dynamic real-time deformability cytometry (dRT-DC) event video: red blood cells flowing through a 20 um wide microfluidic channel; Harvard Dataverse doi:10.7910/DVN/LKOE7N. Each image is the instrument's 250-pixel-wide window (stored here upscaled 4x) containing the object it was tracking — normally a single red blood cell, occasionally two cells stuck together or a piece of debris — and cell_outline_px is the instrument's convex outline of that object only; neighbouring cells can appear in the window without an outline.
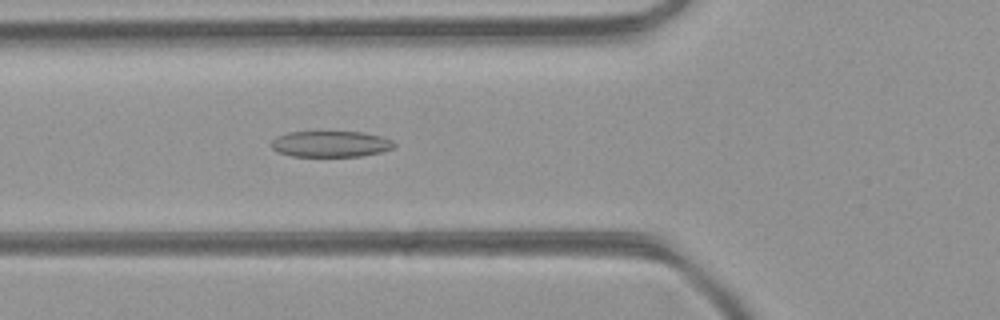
{"species": "common noctule bat (a hibernating species)", "species_latin": "Nyctalus noctula", "temperature_condition": "room temperature", "stored_images_in_passage": 37, "camera_frame_rate_fps": 3000, "um_per_image_px": 0.085, "animal": {"sex": "female", "body_mass_g": 21.9}, "frame": {"image": 1, "passage_image": 7, "time_ms": 2.0, "image_size_px": [1000, 320], "cell_outline_px": [[396, 144], [392, 148], [380, 152], [360, 156], [292, 156], [276, 152], [272, 148], [272, 140], [276, 136], [288, 132], [364, 132], [380, 136], [392, 140]], "centroid_in_image_um": [28.08, 12.23], "position_along_channel_um": 97.7, "area_um2": 18.61}}
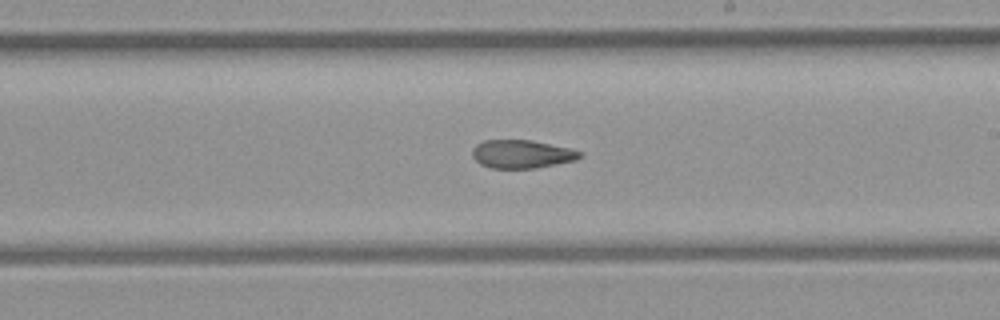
{"frame": {"image": 2, "passage_image": 17, "time_ms": 5.333, "image_size_px": [1000, 320], "cell_outline_px": [[584, 156], [576, 160], [536, 168], [492, 168], [480, 164], [472, 156], [472, 148], [476, 144], [484, 140], [532, 140], [568, 148], [584, 152]], "centroid_in_image_um": [44.36, 13.09], "position_along_channel_um": 244.6, "area_um2": 17.8}}
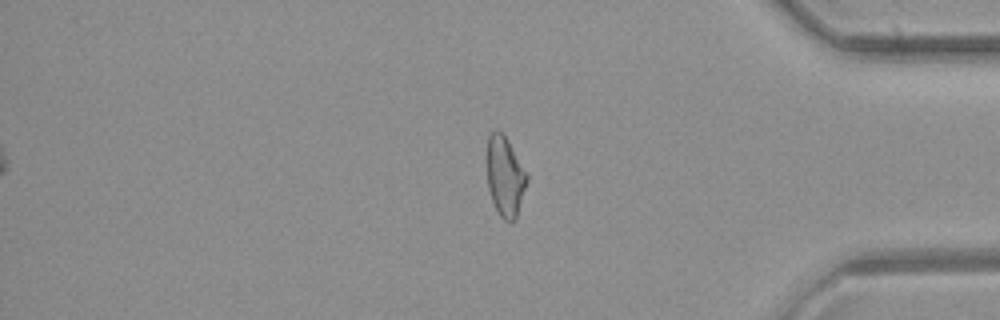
{"frame": {"image": 3, "passage_image": 29, "time_ms": 9.333, "image_size_px": [1000, 320], "cell_outline_px": [[528, 180], [516, 220], [504, 220], [496, 212], [488, 188], [488, 136], [492, 132], [500, 132], [508, 140], [528, 172]], "centroid_in_image_um": [42.97, 15.03], "position_along_channel_um": 392.2, "area_um2": 18.55}, "authors_computed_cell_mechanics": {"area_um2": 19.0162, "velocity_mm_per_s": 4.3943, "shape_relaxation_time_tau1_ms": null, "shape_relaxation_time_tau2_ms": 3.2769, "deformation_change_tau1": null, "deformation_change_tau2": 0.1111}}